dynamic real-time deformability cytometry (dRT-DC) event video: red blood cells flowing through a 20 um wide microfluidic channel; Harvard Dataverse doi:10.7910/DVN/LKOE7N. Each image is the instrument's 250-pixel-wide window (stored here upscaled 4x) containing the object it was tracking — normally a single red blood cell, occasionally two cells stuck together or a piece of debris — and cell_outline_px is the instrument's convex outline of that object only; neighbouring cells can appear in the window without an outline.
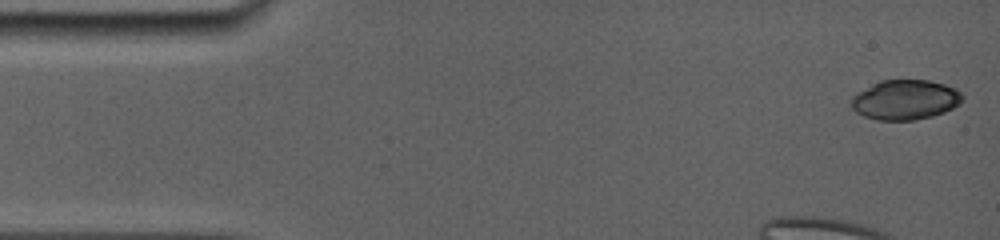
{"species": "common noctule bat (a hibernating species)", "species_latin": "Nyctalus noctula", "temperature_condition": "room temperature", "stored_images_in_passage": 12, "camera_frame_rate_fps": 5000, "um_per_image_px": 0.085, "animal": {"sex": "female", "body_mass_g": 19.0, "forearm_length_mm": 56.7}, "frame": {"image": 1, "passage_image": 1, "time_ms": 0.0, "image_size_px": [1000, 240], "cell_outline_px": [[964, 100], [960, 104], [944, 112], [932, 116], [916, 120], [876, 120], [864, 116], [856, 112], [852, 108], [852, 96], [872, 84], [880, 80], [928, 80], [944, 84], [956, 88], [964, 96]], "centroid_in_image_um": [76.97, 8.48], "position_along_channel_um": 8.0, "area_um2": 25.89}}